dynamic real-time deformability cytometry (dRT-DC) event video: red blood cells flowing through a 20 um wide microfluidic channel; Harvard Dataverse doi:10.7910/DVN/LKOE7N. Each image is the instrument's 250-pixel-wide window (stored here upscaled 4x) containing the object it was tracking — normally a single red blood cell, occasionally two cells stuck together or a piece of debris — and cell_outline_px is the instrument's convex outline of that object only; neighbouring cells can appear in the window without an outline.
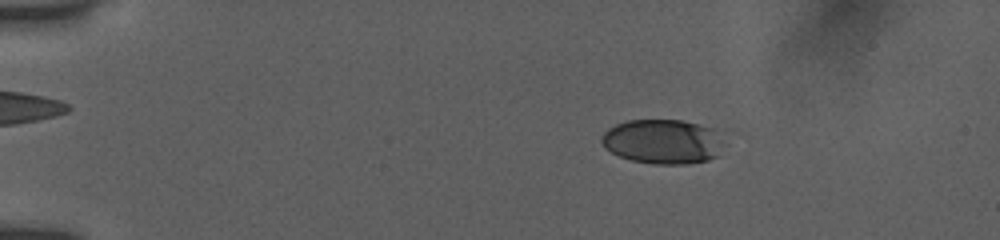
{"species": "human", "species_latin": "Homo sapiens", "temperature_condition": "room temperature", "stored_images_in_passage": 54, "camera_frame_rate_fps": 3000, "um_per_image_px": 0.085, "donor": {"sex": "female"}, "frame": {"image": 1, "passage_image": 10, "time_ms": 3.0, "image_size_px": [1000, 240], "cell_outline_px": [[728, 144], [720, 156], [708, 160], [684, 164], [652, 164], [632, 160], [620, 156], [604, 148], [600, 140], [604, 132], [608, 128], [616, 124], [628, 120], [680, 120], [712, 128]], "centroid_in_image_um": [56.39, 12.05], "position_along_channel_um": 28.6, "area_um2": 32.19}}
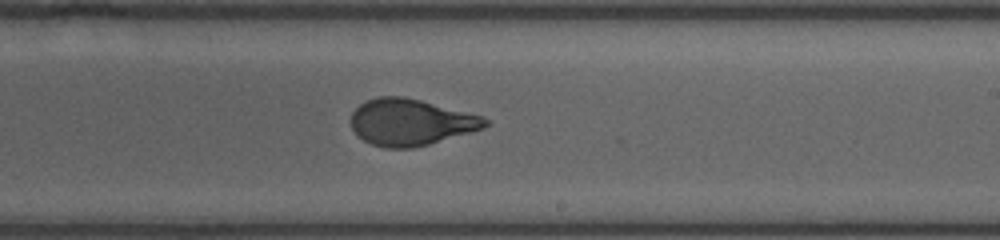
{"frame": {"image": 2, "passage_image": 34, "time_ms": 11.0, "image_size_px": [1000, 240], "cell_outline_px": [[492, 124], [484, 128], [428, 144], [412, 148], [384, 148], [372, 144], [364, 140], [352, 128], [352, 112], [360, 104], [376, 96], [404, 96], [484, 116]], "centroid_in_image_um": [34.94, 10.38], "position_along_channel_um": 254.1, "area_um2": 36.18}}
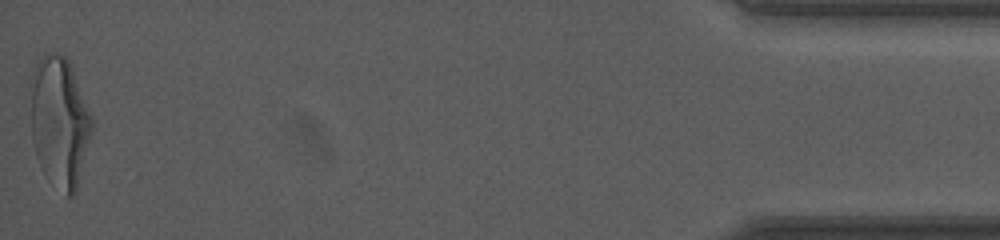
{"frame": {"image": 3, "passage_image": 54, "time_ms": 17.667, "image_size_px": [1000, 240], "cell_outline_px": [[92, 132], [76, 192], [72, 196], [68, 196], [40, 168], [36, 156], [32, 140], [28, 80], [36, 64], [44, 52], [52, 52], [68, 56], [92, 116]], "centroid_in_image_um": [5.03, 10.25], "position_along_channel_um": 430.2, "area_um2": 47.28}, "authors_computed_cell_mechanics": {"area_um2": 36.2406, "velocity_mm_per_s": 3.8978, "shape_relaxation_time_tau1_ms": 5.0993, "shape_relaxation_time_tau2_ms": null, "deformation_change_tau1": 0.2137, "deformation_change_tau2": null}}